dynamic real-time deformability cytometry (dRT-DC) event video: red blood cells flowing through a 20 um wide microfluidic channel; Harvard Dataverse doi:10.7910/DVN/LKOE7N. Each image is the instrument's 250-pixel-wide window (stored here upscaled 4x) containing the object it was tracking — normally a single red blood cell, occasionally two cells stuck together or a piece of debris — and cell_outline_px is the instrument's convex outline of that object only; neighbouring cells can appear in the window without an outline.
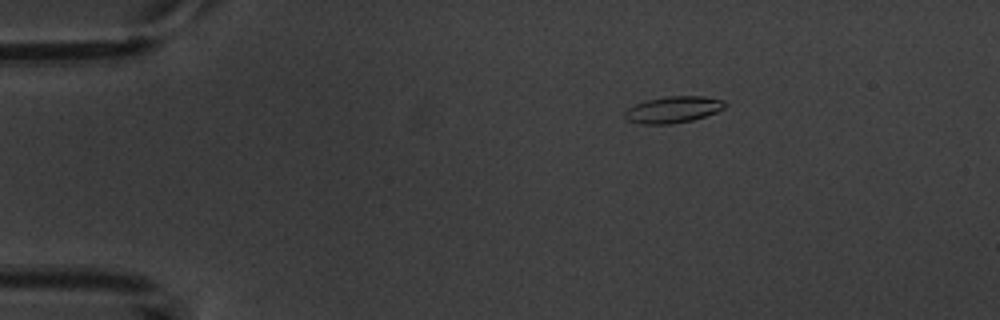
{"species": "common noctule bat (a hibernating species)", "species_latin": "Nyctalus noctula", "temperature_condition": "warm", "stored_images_in_passage": 4, "camera_frame_rate_fps": 3000, "um_per_image_px": 0.085, "animal": {"sex": "male", "body_mass_g": 20.1, "forearm_length_mm": 53.5}, "frame": {"image": 1, "passage_image": 2, "time_ms": 1.333, "image_size_px": [1000, 320], "cell_outline_px": [[724, 108], [716, 112], [692, 120], [672, 124], [644, 124], [628, 120], [624, 116], [624, 112], [628, 108], [636, 104], [648, 100], [664, 96], [704, 96], [724, 100]], "centroid_in_image_um": [57.21, 9.31], "position_along_channel_um": 27.8, "area_um2": 15.32}}